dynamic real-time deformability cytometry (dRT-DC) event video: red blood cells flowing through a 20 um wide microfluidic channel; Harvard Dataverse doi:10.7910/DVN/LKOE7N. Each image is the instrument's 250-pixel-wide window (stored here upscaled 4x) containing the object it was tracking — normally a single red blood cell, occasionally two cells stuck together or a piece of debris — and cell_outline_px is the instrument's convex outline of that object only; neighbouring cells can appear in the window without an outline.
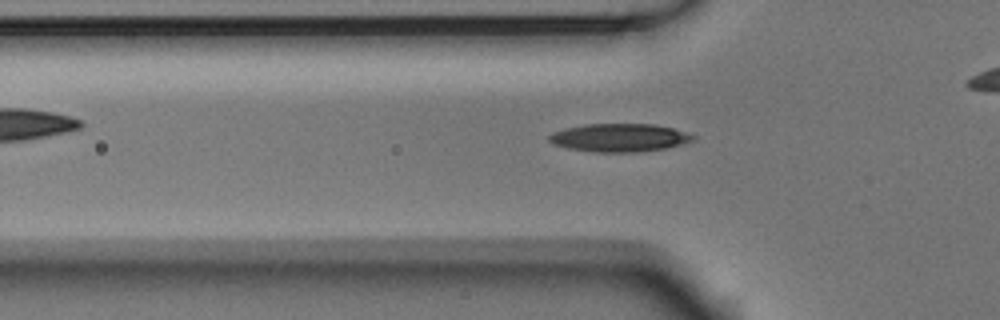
{"species": "Egyptian fruit bat (a non-hibernating species)", "species_latin": "Rousettus aegyptiacus", "temperature_condition": "room temperature", "stored_images_in_passage": 35, "camera_frame_rate_fps": 3000, "um_per_image_px": 0.085, "animal": {"sex": "male"}, "frame": {"image": 1, "passage_image": 8, "time_ms": 2.333, "image_size_px": [1000, 320], "cell_outline_px": [[696, 140], [684, 144], [668, 148], [640, 152], [592, 152], [568, 148], [552, 144], [548, 140], [548, 136], [552, 132], [564, 128], [584, 124], [652, 124], [672, 128], [696, 136]], "centroid_in_image_um": [52.64, 11.71], "position_along_channel_um": 73.2, "area_um2": 23.87}}
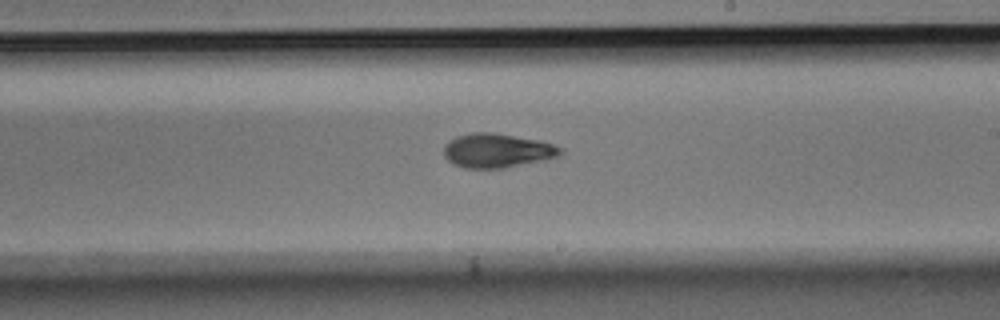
{"frame": {"image": 2, "passage_image": 22, "time_ms": 7.0, "image_size_px": [1000, 320], "cell_outline_px": [[564, 152], [560, 156], [544, 160], [504, 168], [464, 168], [452, 164], [444, 156], [444, 144], [448, 140], [456, 136], [472, 132], [496, 132], [540, 140], [564, 148]], "centroid_in_image_um": [42.26, 12.79], "position_along_channel_um": 246.7, "area_um2": 23.64}}
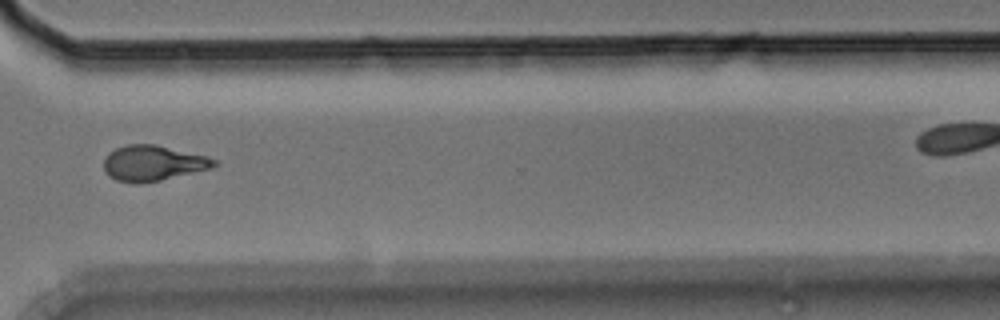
{"frame": {"image": 3, "passage_image": 31, "time_ms": 10.0, "image_size_px": [1000, 320], "cell_outline_px": [[220, 164], [212, 168], [160, 180], [140, 184], [132, 184], [116, 180], [108, 176], [104, 172], [104, 160], [116, 148], [128, 144], [156, 144], [208, 156], [216, 160]], "centroid_in_image_um": [13.02, 13.88], "position_along_channel_um": 357.6, "area_um2": 22.95}}